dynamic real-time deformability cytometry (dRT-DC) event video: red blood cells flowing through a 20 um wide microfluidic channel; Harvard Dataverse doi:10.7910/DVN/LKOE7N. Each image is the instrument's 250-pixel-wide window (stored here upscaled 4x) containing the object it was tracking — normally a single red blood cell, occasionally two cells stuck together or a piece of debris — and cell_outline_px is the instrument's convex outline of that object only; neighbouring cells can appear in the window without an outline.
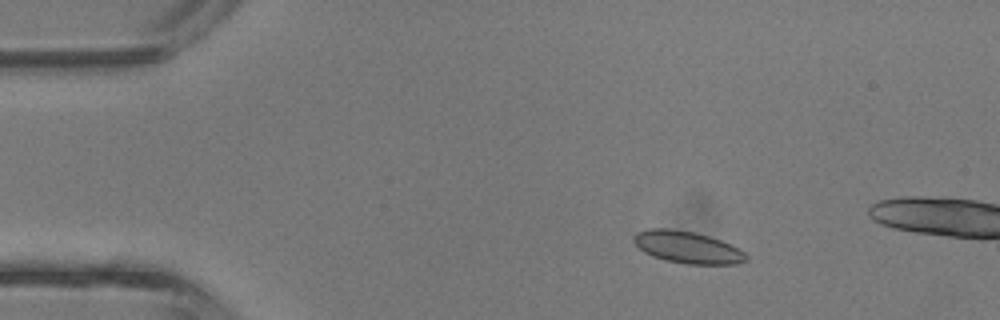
{"species": "common noctule bat (a hibernating species)", "species_latin": "Nyctalus noctula", "temperature_condition": "room temperature", "stored_images_in_passage": 4, "camera_frame_rate_fps": 3000, "um_per_image_px": 0.085, "animal": {"sex": "male", "body_mass_g": 13.3}, "frame": {"image": 1, "passage_image": 2, "time_ms": 0.333, "image_size_px": [1000, 320], "cell_outline_px": [[748, 260], [736, 264], [684, 264], [664, 260], [652, 256], [644, 252], [632, 240], [636, 232], [648, 228], [668, 228], [692, 232], [708, 236], [720, 240], [744, 252], [748, 256]], "centroid_in_image_um": [58.4, 21.02], "position_along_channel_um": 26.6, "area_um2": 20.87}}